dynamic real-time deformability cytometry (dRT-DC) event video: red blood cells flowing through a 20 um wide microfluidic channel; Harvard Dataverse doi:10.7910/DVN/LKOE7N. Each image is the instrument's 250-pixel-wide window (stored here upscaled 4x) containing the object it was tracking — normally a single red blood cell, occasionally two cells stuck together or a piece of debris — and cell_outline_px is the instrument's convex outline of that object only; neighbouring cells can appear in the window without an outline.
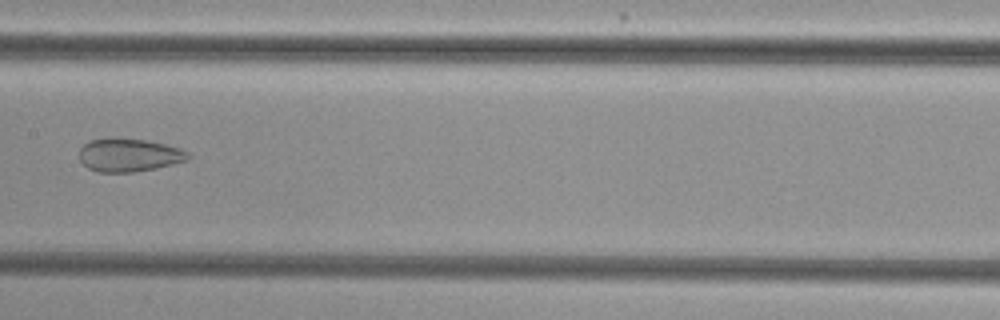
{"species": "common noctule bat (a hibernating species)", "species_latin": "Nyctalus noctula", "temperature_condition": "cold", "stored_images_in_passage": 7, "camera_frame_rate_fps": 3000, "um_per_image_px": 0.085, "animal": {"sex": "female", "body_mass_g": 29.2, "forearm_length_mm": 56.3}, "frame": {"image": 1, "passage_image": 7, "time_ms": 8.0, "image_size_px": [1000, 320], "cell_outline_px": [[188, 160], [156, 168], [132, 172], [96, 172], [88, 168], [80, 160], [80, 148], [84, 144], [92, 140], [144, 140], [164, 144], [180, 148], [188, 152]], "centroid_in_image_um": [10.97, 13.22], "position_along_channel_um": 196.4, "area_um2": 20.35}}